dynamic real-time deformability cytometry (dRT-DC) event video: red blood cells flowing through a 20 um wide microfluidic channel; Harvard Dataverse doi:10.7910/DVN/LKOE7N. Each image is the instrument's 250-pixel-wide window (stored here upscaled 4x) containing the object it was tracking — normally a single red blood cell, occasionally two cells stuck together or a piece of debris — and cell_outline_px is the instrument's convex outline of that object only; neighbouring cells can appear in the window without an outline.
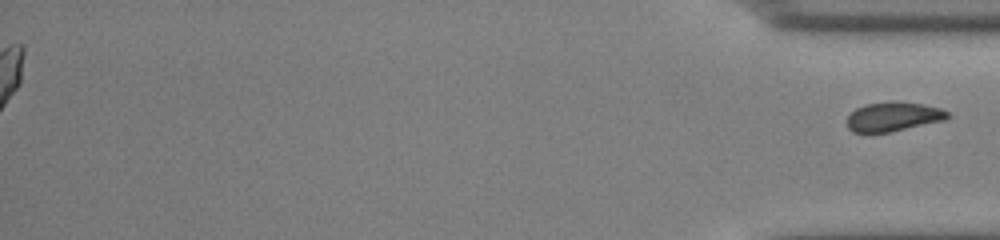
{"species": "common noctule bat (a hibernating species)", "species_latin": "Nyctalus noctula", "temperature_condition": "cold", "stored_images_in_passage": 49, "segment_of_instrument_passage": [2, 2], "camera_frame_rate_fps": 3000, "um_per_image_px": 0.085, "animal": {"sex": "male", "body_mass_g": 13.0, "forearm_length_mm": 53.1}, "frame": {"image": 1, "passage_image": 49, "time_ms": 16.0, "image_size_px": [1000, 240], "cell_outline_px": [[948, 116], [944, 120], [888, 132], [852, 132], [848, 128], [848, 116], [856, 108], [864, 104], [924, 104], [940, 108], [948, 112]], "centroid_in_image_um": [75.9, 9.95], "position_along_channel_um": 359.3, "area_um2": 16.18}}